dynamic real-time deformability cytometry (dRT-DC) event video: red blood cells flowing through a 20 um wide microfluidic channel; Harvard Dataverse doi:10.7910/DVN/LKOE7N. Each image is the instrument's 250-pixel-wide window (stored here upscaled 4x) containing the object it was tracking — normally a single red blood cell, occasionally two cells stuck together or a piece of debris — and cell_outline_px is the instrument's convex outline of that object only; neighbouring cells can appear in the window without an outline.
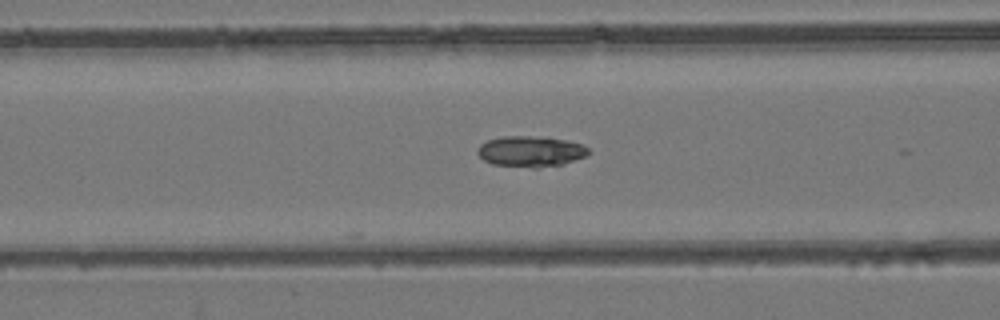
{"species": "common noctule bat (a hibernating species)", "species_latin": "Nyctalus noctula", "temperature_condition": "room temperature", "stored_images_in_passage": 15, "camera_frame_rate_fps": 3000, "um_per_image_px": 0.085, "animal": {"sex": "female", "body_mass_g": 24.6, "forearm_length_mm": 56.2}, "frame": {"image": 1, "passage_image": 10, "time_ms": 3.0, "image_size_px": [1000, 320], "cell_outline_px": [[592, 152], [588, 156], [564, 164], [540, 168], [532, 168], [492, 164], [484, 160], [476, 152], [480, 144], [488, 140], [500, 136], [548, 136], [568, 140], [584, 144]], "centroid_in_image_um": [45.17, 12.86], "position_along_channel_um": 121.4, "area_um2": 20.52}}
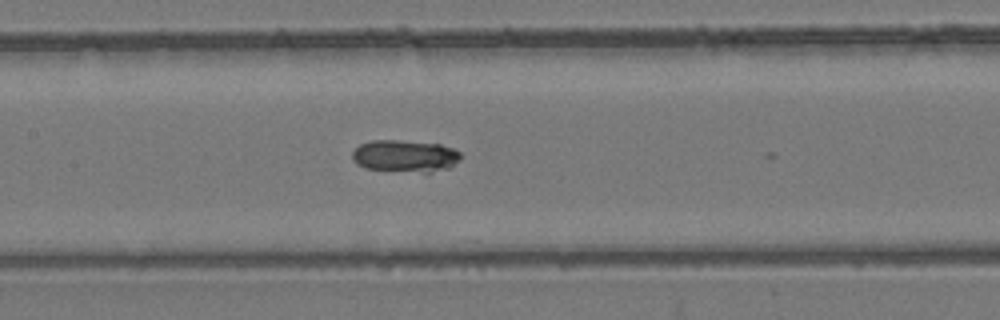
{"frame": {"image": 2, "passage_image": 14, "time_ms": 4.333, "image_size_px": [1000, 320], "cell_outline_px": [[460, 160], [448, 168], [428, 172], [424, 172], [364, 168], [356, 164], [352, 160], [352, 152], [360, 144], [372, 140], [396, 140], [440, 144], [452, 148], [460, 152]], "centroid_in_image_um": [34.4, 13.25], "position_along_channel_um": 173.0, "area_um2": 20.11}}